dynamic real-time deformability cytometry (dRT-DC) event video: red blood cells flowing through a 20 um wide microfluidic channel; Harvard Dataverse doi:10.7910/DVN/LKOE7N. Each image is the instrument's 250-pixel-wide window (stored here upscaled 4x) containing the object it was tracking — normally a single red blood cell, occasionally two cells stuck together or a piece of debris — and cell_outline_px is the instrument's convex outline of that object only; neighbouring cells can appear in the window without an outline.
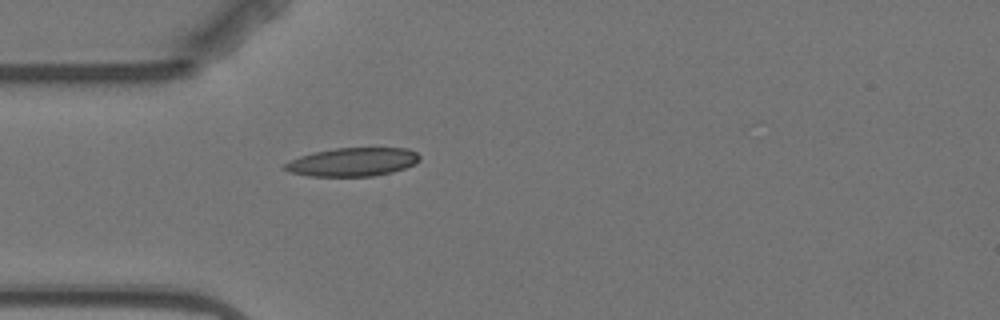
{"species": "Egyptian fruit bat (a non-hibernating species)", "species_latin": "Rousettus aegyptiacus", "temperature_condition": "warm", "stored_images_in_passage": 1, "camera_frame_rate_fps": 3000, "um_per_image_px": 0.085, "animal": {"sex": "female"}, "frame": {"image": 1, "passage_image": 1, "time_ms": 0.0, "image_size_px": [1000, 320], "cell_outline_px": [[420, 160], [416, 164], [392, 172], [372, 176], [308, 176], [288, 172], [280, 168], [284, 164], [300, 156], [312, 152], [336, 148], [408, 148], [416, 152], [420, 156]], "centroid_in_image_um": [29.96, 13.77], "position_along_channel_um": 55.0, "area_um2": 22.54}}